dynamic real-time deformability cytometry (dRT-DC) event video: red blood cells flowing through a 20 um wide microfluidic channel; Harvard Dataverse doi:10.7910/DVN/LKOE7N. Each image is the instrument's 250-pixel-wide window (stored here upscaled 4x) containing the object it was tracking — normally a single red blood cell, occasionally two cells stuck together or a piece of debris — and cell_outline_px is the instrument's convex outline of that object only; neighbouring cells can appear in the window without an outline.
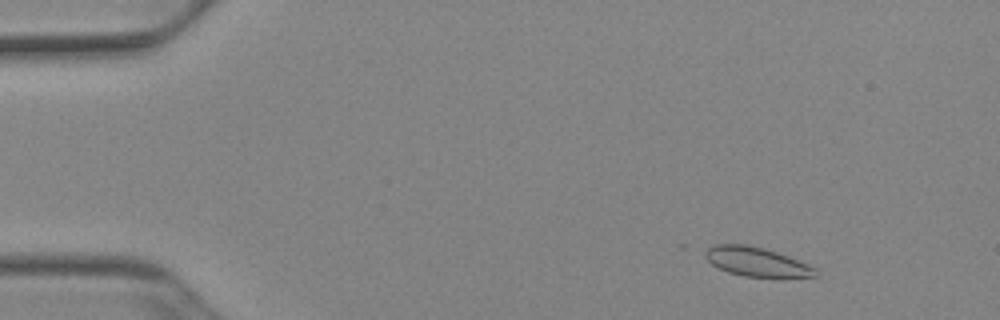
{"species": "Egyptian fruit bat (a non-hibernating species)", "species_latin": "Rousettus aegyptiacus", "temperature_condition": "cold", "stored_images_in_passage": 52, "camera_frame_rate_fps": 3000, "um_per_image_px": 0.085, "animal": {"sex": "female"}, "frame": {"image": 1, "passage_image": 6, "time_ms": 1.667, "image_size_px": [1000, 320], "cell_outline_px": [[820, 276], [784, 280], [744, 276], [728, 272], [712, 264], [704, 256], [704, 252], [712, 244], [744, 244], [764, 248], [788, 256], [808, 264], [816, 268]], "centroid_in_image_um": [64.41, 22.3], "position_along_channel_um": 20.6, "area_um2": 19.54}}
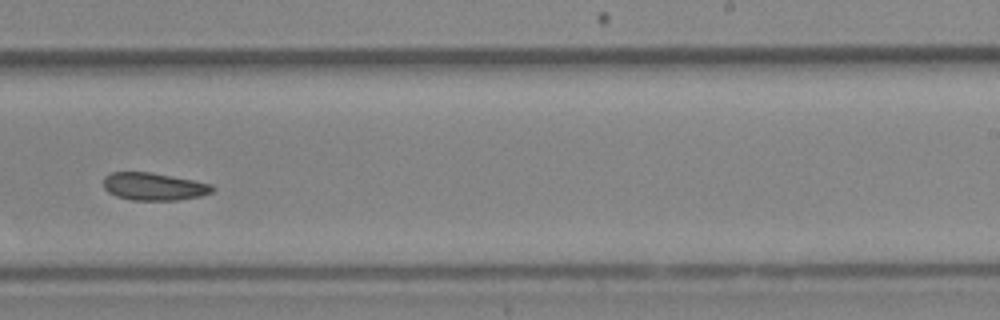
{"frame": {"image": 2, "passage_image": 33, "time_ms": 10.667, "image_size_px": [1000, 320], "cell_outline_px": [[216, 188], [212, 192], [200, 196], [180, 200], [132, 200], [116, 196], [108, 192], [104, 188], [104, 176], [112, 172], [148, 172], [192, 180], [212, 184]], "centroid_in_image_um": [13.08, 15.86], "position_along_channel_um": 275.9, "area_um2": 17.46}}
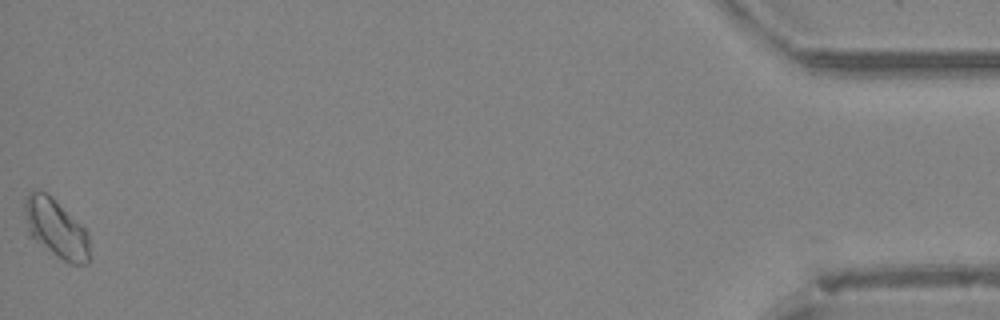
{"frame": {"image": 3, "passage_image": 52, "time_ms": 17.0, "image_size_px": [1000, 320], "cell_outline_px": [[88, 264], [72, 264], [56, 256], [28, 236], [24, 212], [24, 200], [28, 192], [36, 188], [48, 192], [88, 232]], "centroid_in_image_um": [4.7, 19.36], "position_along_channel_um": 430.5, "area_um2": 22.43}}